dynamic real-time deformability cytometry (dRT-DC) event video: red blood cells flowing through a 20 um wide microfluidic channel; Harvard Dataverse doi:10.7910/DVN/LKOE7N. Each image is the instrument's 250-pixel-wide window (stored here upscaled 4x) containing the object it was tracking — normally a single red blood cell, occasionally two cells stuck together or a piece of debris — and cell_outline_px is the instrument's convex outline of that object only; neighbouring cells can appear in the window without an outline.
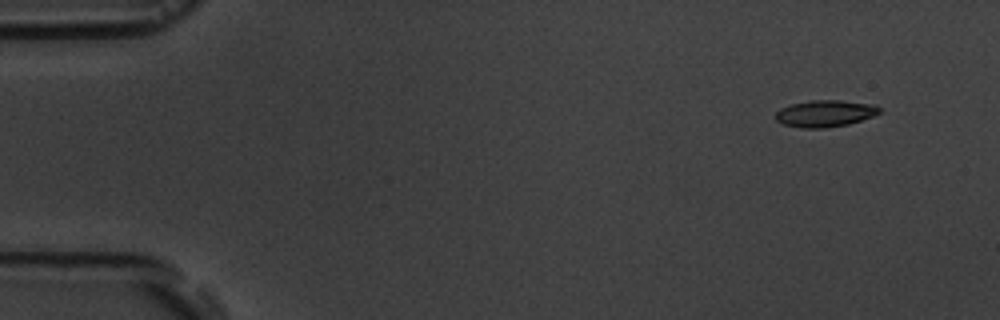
{"species": "common noctule bat (a hibernating species)", "species_latin": "Nyctalus noctula", "temperature_condition": "room temperature", "stored_images_in_passage": 6, "camera_frame_rate_fps": 3000, "um_per_image_px": 0.085, "animal": {"sex": "male", "body_mass_g": 19.5, "forearm_length_mm": 54.6}, "frame": {"image": 1, "passage_image": 1, "time_ms": 0.0, "image_size_px": [1000, 320], "cell_outline_px": [[880, 112], [872, 116], [848, 124], [824, 128], [800, 128], [784, 124], [776, 120], [776, 112], [780, 108], [792, 104], [812, 100], [840, 100], [876, 104], [880, 108]], "centroid_in_image_um": [70.13, 9.64], "position_along_channel_um": 14.9, "area_um2": 16.13}}
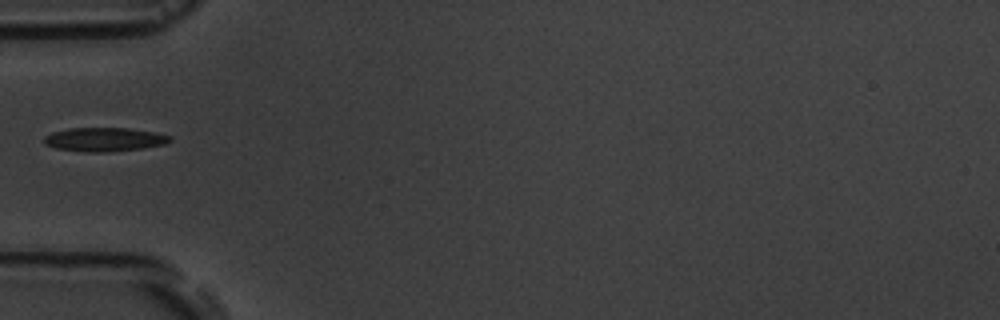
{"frame": {"image": 2, "passage_image": 5, "time_ms": 4.667, "image_size_px": [1000, 320], "cell_outline_px": [[172, 140], [164, 144], [144, 148], [108, 152], [88, 152], [56, 148], [44, 144], [44, 136], [52, 132], [68, 128], [128, 128], [152, 132], [172, 136]], "centroid_in_image_um": [8.86, 11.85], "position_along_channel_um": 76.1, "area_um2": 17.46}}
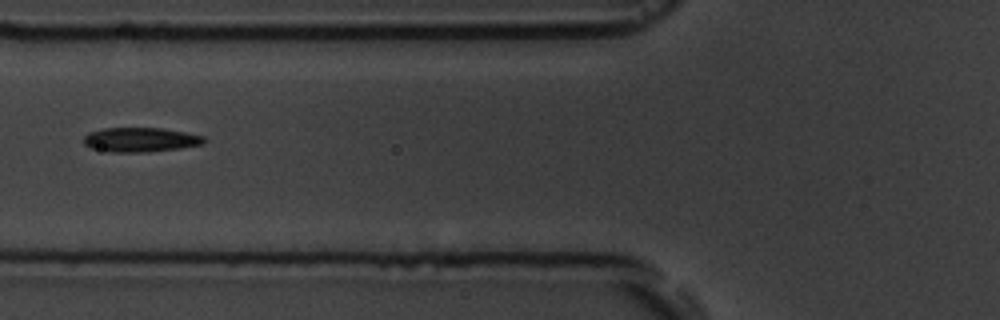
{"frame": {"image": 3, "passage_image": 6, "time_ms": 5.667, "image_size_px": [1000, 320], "cell_outline_px": [[208, 140], [204, 144], [180, 148], [148, 152], [112, 152], [92, 148], [84, 144], [84, 136], [88, 132], [104, 128], [164, 128], [204, 136]], "centroid_in_image_um": [11.97, 11.87], "position_along_channel_um": 113.8, "area_um2": 17.22}}